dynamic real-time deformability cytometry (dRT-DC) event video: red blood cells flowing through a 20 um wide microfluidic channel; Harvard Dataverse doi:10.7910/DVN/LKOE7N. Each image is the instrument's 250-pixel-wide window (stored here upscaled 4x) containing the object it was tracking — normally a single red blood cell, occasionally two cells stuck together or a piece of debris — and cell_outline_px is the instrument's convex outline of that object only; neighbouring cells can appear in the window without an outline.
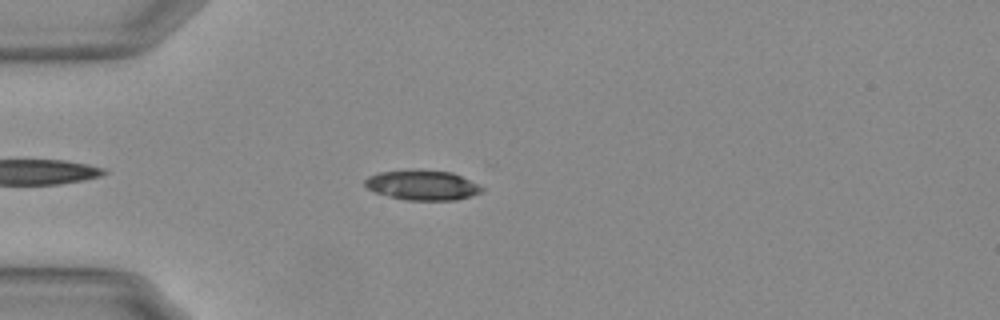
{"species": "Egyptian fruit bat (a non-hibernating species)", "species_latin": "Rousettus aegyptiacus", "temperature_condition": "warm", "stored_images_in_passage": 40, "camera_frame_rate_fps": 3000, "um_per_image_px": 0.085, "animal": {"sex": "female"}, "frame": {"image": 1, "passage_image": 6, "time_ms": 1.667, "image_size_px": [1000, 320], "cell_outline_px": [[484, 188], [480, 192], [456, 200], [408, 200], [388, 196], [376, 192], [368, 188], [364, 184], [364, 180], [368, 176], [380, 172], [452, 172]], "centroid_in_image_um": [35.87, 15.78], "position_along_channel_um": 49.1, "area_um2": 19.31}}
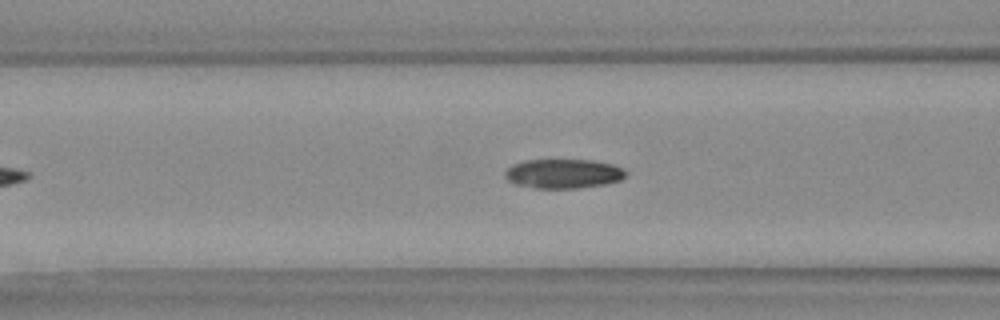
{"frame": {"image": 2, "passage_image": 13, "time_ms": 4.0, "image_size_px": [1000, 320], "cell_outline_px": [[628, 172], [620, 180], [604, 184], [576, 188], [536, 188], [516, 184], [508, 180], [504, 176], [504, 172], [512, 164], [528, 160], [592, 160], [612, 164], [624, 168]], "centroid_in_image_um": [47.89, 14.75], "position_along_channel_um": 118.7, "area_um2": 20.58}}
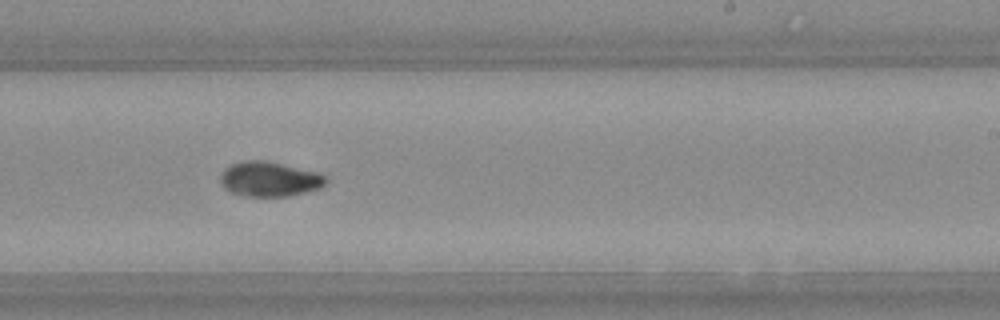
{"frame": {"image": 3, "passage_image": 25, "time_ms": 8.0, "image_size_px": [1000, 320], "cell_outline_px": [[328, 180], [320, 188], [288, 196], [244, 196], [232, 192], [224, 188], [220, 180], [220, 176], [224, 168], [232, 164], [244, 160], [264, 160], [316, 172], [324, 176]], "centroid_in_image_um": [22.86, 15.22], "position_along_channel_um": 266.1, "area_um2": 21.15}, "authors_computed_cell_mechanics": {"area_um2": 20.6057, "velocity_mm_per_s": 3.6939, "shape_relaxation_time_tau1_ms": 4.445, "shape_relaxation_time_tau2_ms": 3.5858, "deformation_change_tau1": 0.1968, "deformation_change_tau2": 0.062}}